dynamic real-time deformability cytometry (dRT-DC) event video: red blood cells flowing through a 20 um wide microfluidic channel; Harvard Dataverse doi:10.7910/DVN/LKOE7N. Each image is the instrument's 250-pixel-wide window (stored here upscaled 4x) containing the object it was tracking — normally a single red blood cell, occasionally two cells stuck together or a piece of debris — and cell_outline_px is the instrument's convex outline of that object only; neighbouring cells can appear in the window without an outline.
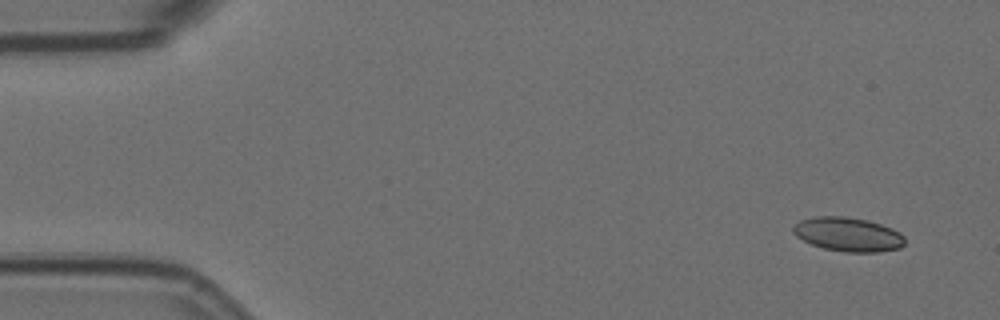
{"species": "Egyptian fruit bat (a non-hibernating species)", "species_latin": "Rousettus aegyptiacus", "temperature_condition": "room temperature", "stored_images_in_passage": 5, "camera_frame_rate_fps": 3000, "um_per_image_px": 0.085, "animal": {"sex": "female"}, "frame": {"image": 1, "passage_image": 1, "time_ms": 0.0, "image_size_px": [1000, 320], "cell_outline_px": [[904, 244], [900, 248], [880, 252], [844, 252], [824, 248], [812, 244], [796, 236], [792, 232], [792, 228], [800, 220], [816, 216], [844, 216], [868, 220], [892, 228], [900, 232], [904, 236]], "centroid_in_image_um": [72.1, 19.92], "position_along_channel_um": 12.9, "area_um2": 22.2}}
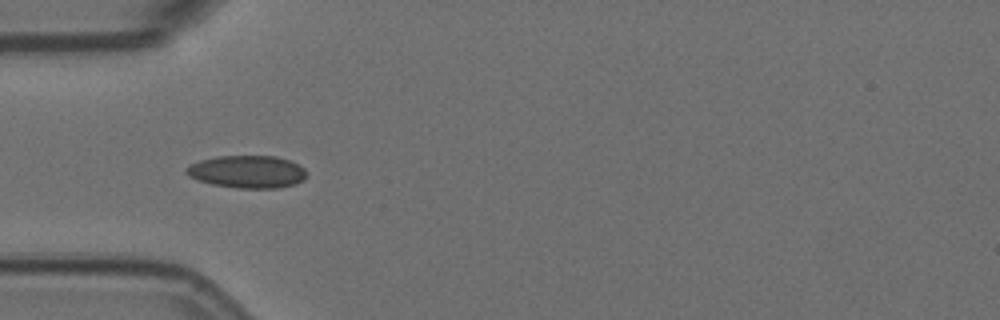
{"frame": {"image": 2, "passage_image": 5, "time_ms": 1.333, "image_size_px": [1000, 320], "cell_outline_px": [[308, 176], [304, 180], [280, 188], [236, 188], [212, 184], [196, 180], [188, 176], [184, 172], [184, 168], [200, 160], [220, 156], [276, 156], [288, 160], [304, 168], [308, 172]], "centroid_in_image_um": [21.01, 14.6], "position_along_channel_um": 64.0, "area_um2": 22.95}}